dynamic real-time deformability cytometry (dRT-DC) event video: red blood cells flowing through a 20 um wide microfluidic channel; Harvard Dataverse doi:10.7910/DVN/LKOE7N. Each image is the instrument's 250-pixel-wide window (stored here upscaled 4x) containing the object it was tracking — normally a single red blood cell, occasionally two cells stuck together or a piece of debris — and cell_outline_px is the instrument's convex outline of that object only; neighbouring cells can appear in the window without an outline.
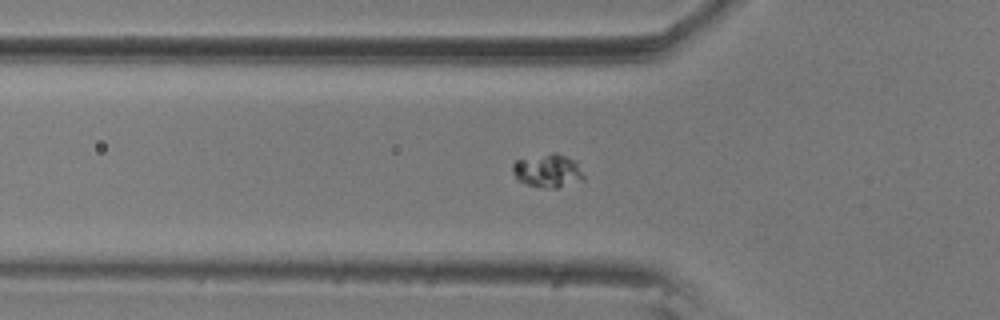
{"species": "common noctule bat (a hibernating species)", "species_latin": "Nyctalus noctula", "temperature_condition": "room temperature", "stored_images_in_passage": 32, "camera_frame_rate_fps": 3000, "um_per_image_px": 0.085, "animal": {"sex": "male", "body_mass_g": 20.5, "forearm_length_mm": 52.5}, "frame": {"image": 1, "passage_image": 7, "time_ms": 2.0, "image_size_px": [1000, 320], "cell_outline_px": [[584, 180], [556, 188], [544, 188], [528, 184], [516, 180], [512, 172], [512, 164], [516, 160], [552, 152], [556, 152], [576, 160], [584, 176]], "centroid_in_image_um": [46.55, 14.51], "position_along_channel_um": 79.2, "area_um2": 13.99}}
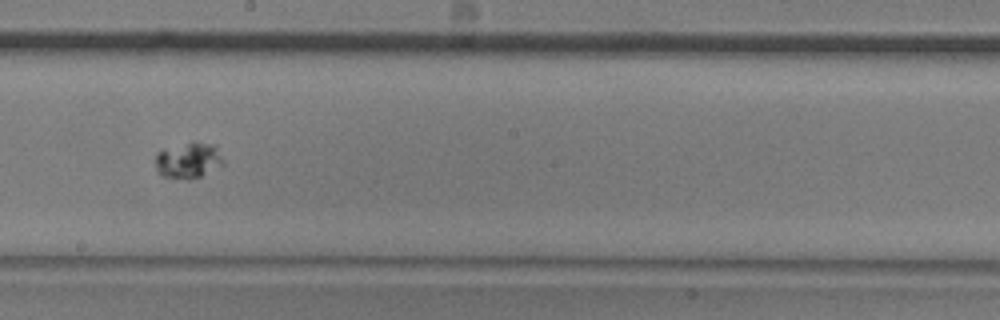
{"frame": {"image": 2, "passage_image": 20, "time_ms": 6.333, "image_size_px": [1000, 320], "cell_outline_px": [[224, 164], [200, 176], [188, 180], [164, 176], [156, 168], [156, 152], [192, 140], [212, 144], [216, 148], [224, 160]], "centroid_in_image_um": [16.02, 13.61], "position_along_channel_um": 232.2, "area_um2": 14.1}}
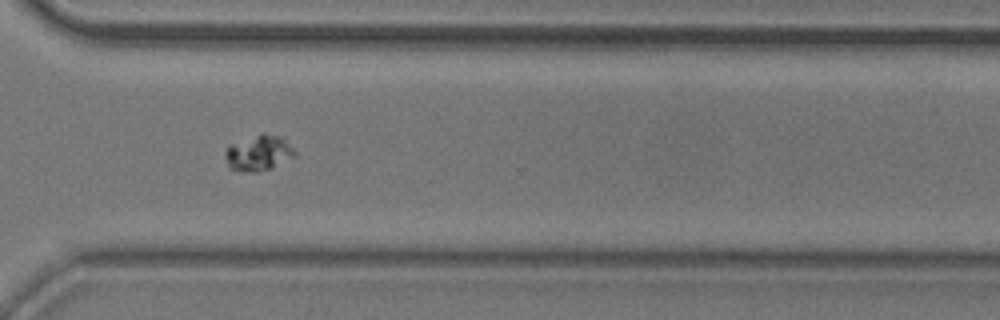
{"frame": {"image": 3, "passage_image": 30, "time_ms": 9.667, "image_size_px": [1000, 320], "cell_outline_px": [[296, 156], [272, 168], [256, 172], [240, 172], [228, 168], [224, 156], [224, 152], [228, 144], [264, 132], [284, 136], [296, 152]], "centroid_in_image_um": [21.97, 12.99], "position_along_channel_um": 348.6, "area_um2": 15.03}}